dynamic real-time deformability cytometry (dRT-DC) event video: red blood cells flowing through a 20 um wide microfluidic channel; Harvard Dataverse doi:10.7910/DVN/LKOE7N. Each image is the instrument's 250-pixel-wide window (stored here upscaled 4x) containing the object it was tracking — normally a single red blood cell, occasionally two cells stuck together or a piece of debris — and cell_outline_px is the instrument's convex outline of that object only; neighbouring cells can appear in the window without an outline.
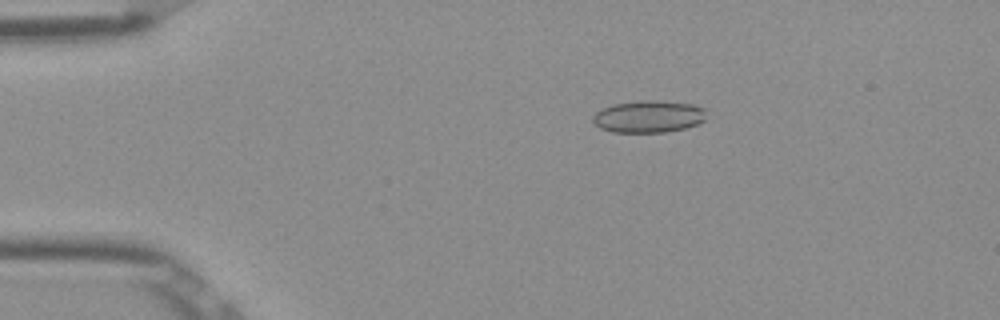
{"species": "Egyptian fruit bat (a non-hibernating species)", "species_latin": "Rousettus aegyptiacus", "temperature_condition": "room temperature", "stored_images_in_passage": 52, "camera_frame_rate_fps": 3000, "um_per_image_px": 0.085, "frame": {"image": 1, "passage_image": 10, "time_ms": 3.0, "image_size_px": [1000, 320], "cell_outline_px": [[704, 120], [696, 124], [684, 128], [664, 132], [612, 132], [600, 128], [592, 120], [592, 116], [596, 112], [612, 104], [648, 100], [652, 100], [692, 104], [704, 108]], "centroid_in_image_um": [55.09, 9.91], "position_along_channel_um": 29.9, "area_um2": 20.92}}
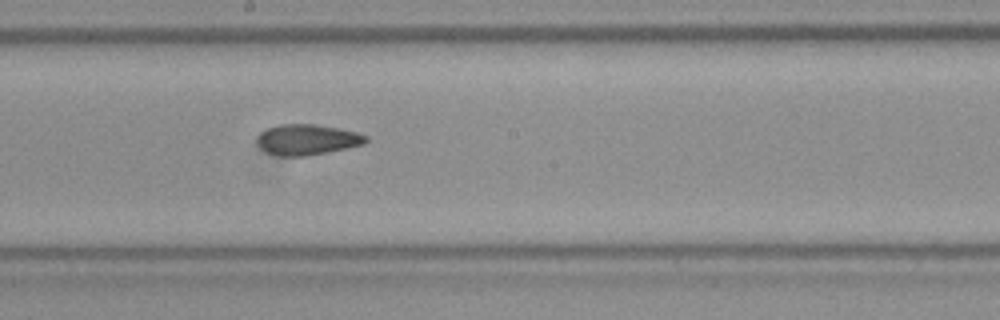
{"frame": {"image": 2, "passage_image": 29, "time_ms": 9.333, "image_size_px": [1000, 320], "cell_outline_px": [[368, 140], [364, 144], [348, 148], [328, 152], [304, 156], [276, 156], [260, 148], [256, 140], [260, 132], [268, 128], [280, 124], [316, 124], [340, 128], [356, 132], [368, 136]], "centroid_in_image_um": [26.12, 11.86], "position_along_channel_um": 222.1, "area_um2": 19.54}}
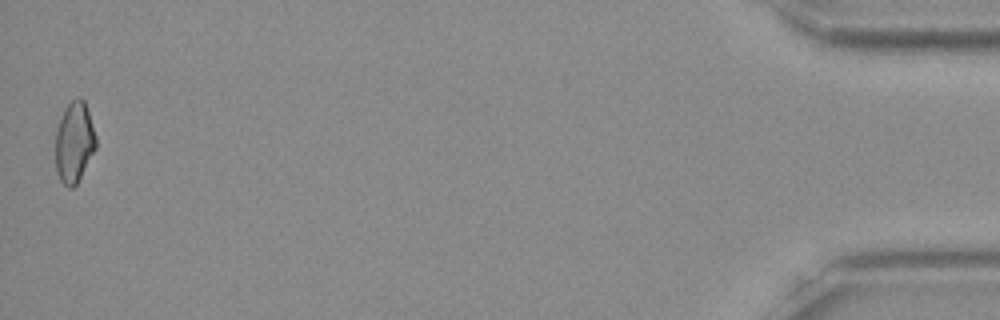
{"frame": {"image": 3, "passage_image": 52, "time_ms": 17.0, "image_size_px": [1000, 320], "cell_outline_px": [[96, 148], [76, 184], [72, 188], [68, 188], [60, 180], [56, 172], [56, 128], [64, 108], [76, 96], [80, 96], [84, 100], [96, 136]], "centroid_in_image_um": [6.3, 12.07], "position_along_channel_um": 428.9, "area_um2": 19.02}, "authors_computed_cell_mechanics": {"area_um2": 19.7676, "velocity_mm_per_s": 3.9052, "shape_relaxation_time_tau1_ms": null, "shape_relaxation_time_tau2_ms": 2.847, "deformation_change_tau1": null, "deformation_change_tau2": 0.0873}}